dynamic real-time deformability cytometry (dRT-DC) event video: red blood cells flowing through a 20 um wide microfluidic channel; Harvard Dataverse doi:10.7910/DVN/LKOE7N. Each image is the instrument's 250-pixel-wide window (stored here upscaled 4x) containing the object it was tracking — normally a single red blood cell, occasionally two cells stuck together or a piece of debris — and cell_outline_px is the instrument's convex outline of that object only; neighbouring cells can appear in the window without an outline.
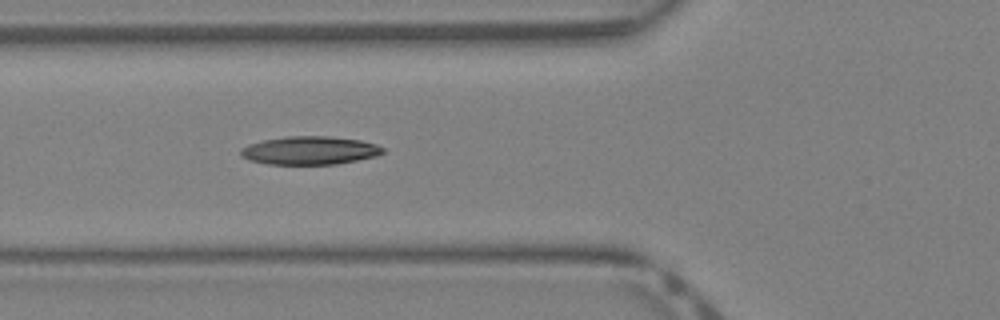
{"species": "Egyptian fruit bat (a non-hibernating species)", "species_latin": "Rousettus aegyptiacus", "temperature_condition": "warm", "stored_images_in_passage": 14, "camera_frame_rate_fps": 3000, "um_per_image_px": 0.085, "animal": {"sex": "female"}, "frame": {"image": 1, "passage_image": 5, "time_ms": 1.333, "image_size_px": [1000, 320], "cell_outline_px": [[384, 152], [376, 156], [336, 164], [268, 164], [248, 160], [240, 156], [240, 148], [248, 144], [264, 140], [288, 136], [328, 136], [360, 140], [376, 144], [384, 148]], "centroid_in_image_um": [26.3, 12.79], "position_along_channel_um": 99.5, "area_um2": 23.41}}
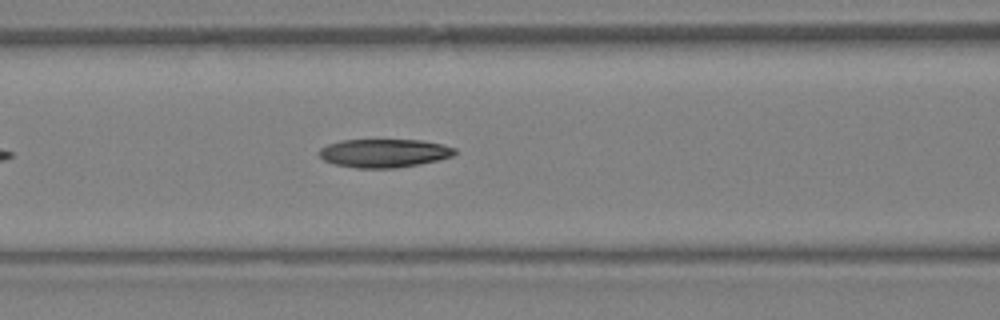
{"frame": {"image": 2, "passage_image": 7, "time_ms": 2.0, "image_size_px": [1000, 320], "cell_outline_px": [[456, 152], [452, 156], [420, 164], [392, 168], [356, 168], [336, 164], [324, 160], [316, 152], [320, 148], [328, 144], [340, 140], [424, 140], [444, 144], [456, 148]], "centroid_in_image_um": [32.64, 13.0], "position_along_channel_um": 134.0, "area_um2": 22.54}}
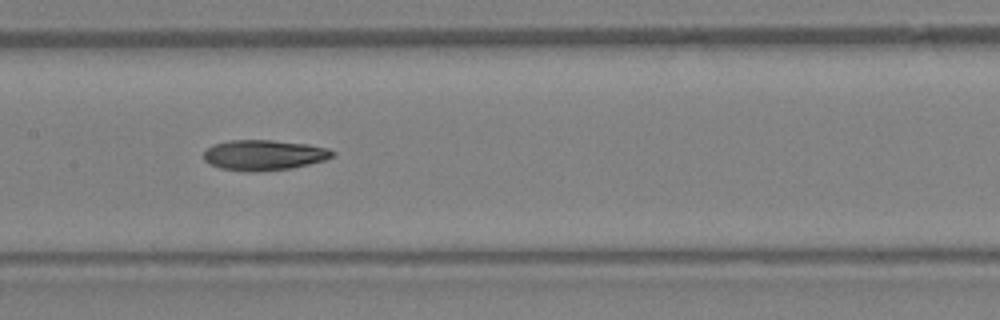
{"frame": {"image": 3, "passage_image": 10, "time_ms": 3.0, "image_size_px": [1000, 320], "cell_outline_px": [[336, 152], [332, 156], [324, 160], [292, 168], [252, 172], [248, 172], [220, 168], [204, 160], [204, 152], [212, 144], [232, 140], [272, 140], [308, 144], [328, 148]], "centroid_in_image_um": [22.44, 13.17], "position_along_channel_um": 185.0, "area_um2": 22.72}}